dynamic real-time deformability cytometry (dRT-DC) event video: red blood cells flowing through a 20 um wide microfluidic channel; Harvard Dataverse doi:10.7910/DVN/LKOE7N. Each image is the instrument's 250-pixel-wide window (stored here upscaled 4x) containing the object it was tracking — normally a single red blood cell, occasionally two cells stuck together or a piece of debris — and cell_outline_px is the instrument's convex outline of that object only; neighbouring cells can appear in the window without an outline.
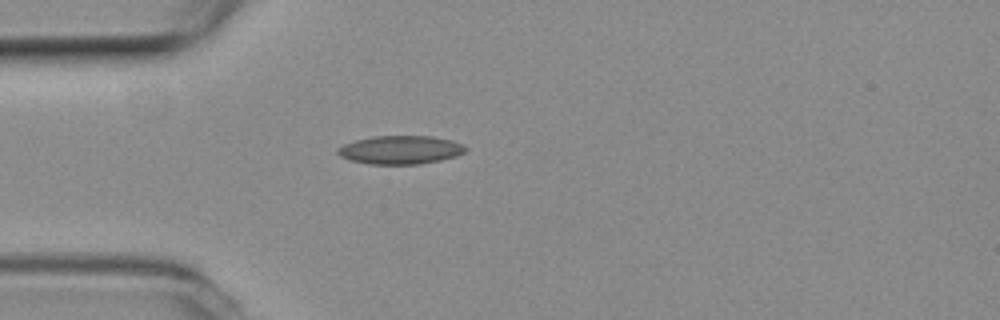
{"species": "common noctule bat (a hibernating species)", "species_latin": "Nyctalus noctula", "temperature_condition": "room temperature", "stored_images_in_passage": 1, "camera_frame_rate_fps": 3000, "um_per_image_px": 0.085, "animal": {"sex": "female", "body_mass_g": 19.3, "forearm_length_mm": 54.1}, "frame": {"image": 1, "passage_image": 1, "time_ms": 0.0, "image_size_px": [1000, 320], "cell_outline_px": [[468, 148], [464, 152], [456, 156], [440, 160], [420, 164], [368, 164], [352, 160], [340, 156], [336, 152], [336, 148], [344, 144], [356, 140], [372, 136], [432, 136], [452, 140], [464, 144]], "centroid_in_image_um": [34.05, 12.73], "position_along_channel_um": 51.0, "area_um2": 21.27}}